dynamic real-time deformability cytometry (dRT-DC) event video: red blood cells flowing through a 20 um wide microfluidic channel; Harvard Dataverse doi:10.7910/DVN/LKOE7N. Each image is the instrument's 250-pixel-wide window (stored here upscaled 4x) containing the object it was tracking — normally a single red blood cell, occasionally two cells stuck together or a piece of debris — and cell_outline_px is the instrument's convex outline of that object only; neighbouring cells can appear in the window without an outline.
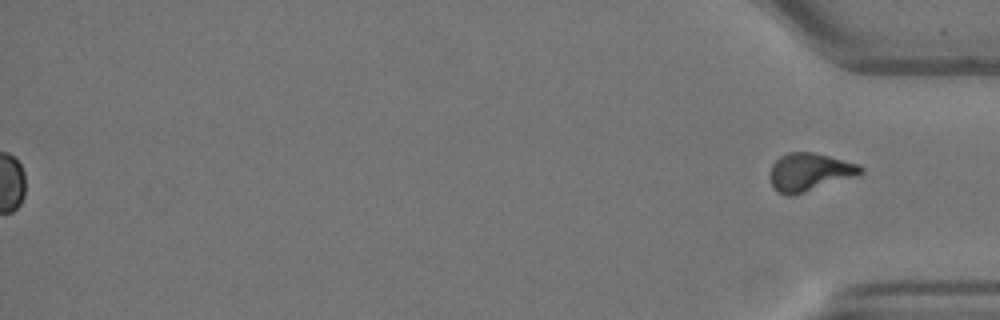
{"species": "Egyptian fruit bat (a non-hibernating species)", "species_latin": "Rousettus aegyptiacus", "temperature_condition": "warm", "stored_images_in_passage": 58, "segment_of_instrument_passage": [2, 2], "camera_frame_rate_fps": 3000, "um_per_image_px": 0.085, "animal": {"sex": "female"}, "frame": {"image": 1, "passage_image": 58, "time_ms": 19.0, "image_size_px": [1000, 320], "cell_outline_px": [[864, 172], [856, 176], [792, 196], [784, 196], [776, 192], [772, 188], [768, 176], [772, 164], [780, 156], [788, 152], [812, 152], [860, 164], [864, 168]], "centroid_in_image_um": [68.77, 14.64], "position_along_channel_um": 366.4, "area_um2": 20.35}}